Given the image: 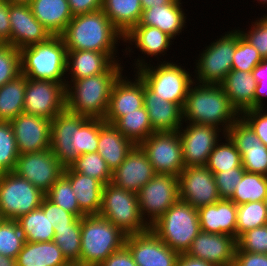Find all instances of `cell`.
Wrapping results in <instances>:
<instances>
[{"mask_svg":"<svg viewBox=\"0 0 267 266\" xmlns=\"http://www.w3.org/2000/svg\"><path fill=\"white\" fill-rule=\"evenodd\" d=\"M50 149L64 167L79 156L97 152L99 118H88L64 109L51 120Z\"/></svg>","mask_w":267,"mask_h":266,"instance_id":"obj_1","label":"cell"},{"mask_svg":"<svg viewBox=\"0 0 267 266\" xmlns=\"http://www.w3.org/2000/svg\"><path fill=\"white\" fill-rule=\"evenodd\" d=\"M239 117L221 85L192 82L183 106V122L216 128L222 126L226 134Z\"/></svg>","mask_w":267,"mask_h":266,"instance_id":"obj_2","label":"cell"},{"mask_svg":"<svg viewBox=\"0 0 267 266\" xmlns=\"http://www.w3.org/2000/svg\"><path fill=\"white\" fill-rule=\"evenodd\" d=\"M60 36L66 50H89L105 54H117L118 43L124 42V35L102 9L73 16Z\"/></svg>","mask_w":267,"mask_h":266,"instance_id":"obj_3","label":"cell"},{"mask_svg":"<svg viewBox=\"0 0 267 266\" xmlns=\"http://www.w3.org/2000/svg\"><path fill=\"white\" fill-rule=\"evenodd\" d=\"M123 70L122 64L115 62L102 74L66 83V109L88 118L104 119L113 84Z\"/></svg>","mask_w":267,"mask_h":266,"instance_id":"obj_4","label":"cell"},{"mask_svg":"<svg viewBox=\"0 0 267 266\" xmlns=\"http://www.w3.org/2000/svg\"><path fill=\"white\" fill-rule=\"evenodd\" d=\"M133 67L145 85L163 100L176 103L182 109L186 101L188 89L194 81L193 73L175 62H157L152 65L148 59L140 56L134 59ZM137 60V61H136ZM149 63V64H148ZM154 66V67H153Z\"/></svg>","mask_w":267,"mask_h":266,"instance_id":"obj_5","label":"cell"},{"mask_svg":"<svg viewBox=\"0 0 267 266\" xmlns=\"http://www.w3.org/2000/svg\"><path fill=\"white\" fill-rule=\"evenodd\" d=\"M127 235L105 217L87 215L81 218V253L83 266H99L125 245Z\"/></svg>","mask_w":267,"mask_h":266,"instance_id":"obj_6","label":"cell"},{"mask_svg":"<svg viewBox=\"0 0 267 266\" xmlns=\"http://www.w3.org/2000/svg\"><path fill=\"white\" fill-rule=\"evenodd\" d=\"M20 57L21 74L27 78L66 84L67 50L61 36L22 48Z\"/></svg>","mask_w":267,"mask_h":266,"instance_id":"obj_7","label":"cell"},{"mask_svg":"<svg viewBox=\"0 0 267 266\" xmlns=\"http://www.w3.org/2000/svg\"><path fill=\"white\" fill-rule=\"evenodd\" d=\"M150 230L177 253H187L201 231L198 210L178 199L150 225Z\"/></svg>","mask_w":267,"mask_h":266,"instance_id":"obj_8","label":"cell"},{"mask_svg":"<svg viewBox=\"0 0 267 266\" xmlns=\"http://www.w3.org/2000/svg\"><path fill=\"white\" fill-rule=\"evenodd\" d=\"M99 215L105 217L126 235L143 233L150 229L140 214L138 194L107 183L102 191Z\"/></svg>","mask_w":267,"mask_h":266,"instance_id":"obj_9","label":"cell"},{"mask_svg":"<svg viewBox=\"0 0 267 266\" xmlns=\"http://www.w3.org/2000/svg\"><path fill=\"white\" fill-rule=\"evenodd\" d=\"M225 34V35H224ZM215 39L199 54L193 80L202 84H221L232 70L233 54L237 44V30L233 28ZM224 35V36H223Z\"/></svg>","mask_w":267,"mask_h":266,"instance_id":"obj_10","label":"cell"},{"mask_svg":"<svg viewBox=\"0 0 267 266\" xmlns=\"http://www.w3.org/2000/svg\"><path fill=\"white\" fill-rule=\"evenodd\" d=\"M45 194L14 172L0 174V213L3 219L17 220L41 206Z\"/></svg>","mask_w":267,"mask_h":266,"instance_id":"obj_11","label":"cell"},{"mask_svg":"<svg viewBox=\"0 0 267 266\" xmlns=\"http://www.w3.org/2000/svg\"><path fill=\"white\" fill-rule=\"evenodd\" d=\"M156 174L178 176L185 168L177 131L154 132L139 144Z\"/></svg>","mask_w":267,"mask_h":266,"instance_id":"obj_12","label":"cell"},{"mask_svg":"<svg viewBox=\"0 0 267 266\" xmlns=\"http://www.w3.org/2000/svg\"><path fill=\"white\" fill-rule=\"evenodd\" d=\"M65 94L66 86L62 82L26 77L23 112L52 120L66 108Z\"/></svg>","mask_w":267,"mask_h":266,"instance_id":"obj_13","label":"cell"},{"mask_svg":"<svg viewBox=\"0 0 267 266\" xmlns=\"http://www.w3.org/2000/svg\"><path fill=\"white\" fill-rule=\"evenodd\" d=\"M140 214L150 226L178 199V177L156 174L137 193Z\"/></svg>","mask_w":267,"mask_h":266,"instance_id":"obj_14","label":"cell"},{"mask_svg":"<svg viewBox=\"0 0 267 266\" xmlns=\"http://www.w3.org/2000/svg\"><path fill=\"white\" fill-rule=\"evenodd\" d=\"M64 166L51 149L19 155L14 173L46 194L63 175Z\"/></svg>","mask_w":267,"mask_h":266,"instance_id":"obj_15","label":"cell"},{"mask_svg":"<svg viewBox=\"0 0 267 266\" xmlns=\"http://www.w3.org/2000/svg\"><path fill=\"white\" fill-rule=\"evenodd\" d=\"M185 125L186 127L182 124L178 130L182 142V157L185 167L206 166L215 145L219 141H223L222 139L226 134L221 128L210 125L194 123Z\"/></svg>","mask_w":267,"mask_h":266,"instance_id":"obj_16","label":"cell"},{"mask_svg":"<svg viewBox=\"0 0 267 266\" xmlns=\"http://www.w3.org/2000/svg\"><path fill=\"white\" fill-rule=\"evenodd\" d=\"M178 177L179 199L198 209L221 200L215 176L206 166L185 167Z\"/></svg>","mask_w":267,"mask_h":266,"instance_id":"obj_17","label":"cell"},{"mask_svg":"<svg viewBox=\"0 0 267 266\" xmlns=\"http://www.w3.org/2000/svg\"><path fill=\"white\" fill-rule=\"evenodd\" d=\"M125 246L137 266H176L180 255L150 229L143 233L127 235Z\"/></svg>","mask_w":267,"mask_h":266,"instance_id":"obj_18","label":"cell"},{"mask_svg":"<svg viewBox=\"0 0 267 266\" xmlns=\"http://www.w3.org/2000/svg\"><path fill=\"white\" fill-rule=\"evenodd\" d=\"M226 134L240 152L245 171L267 176V147L260 141L251 127L239 117L229 127Z\"/></svg>","mask_w":267,"mask_h":266,"instance_id":"obj_19","label":"cell"},{"mask_svg":"<svg viewBox=\"0 0 267 266\" xmlns=\"http://www.w3.org/2000/svg\"><path fill=\"white\" fill-rule=\"evenodd\" d=\"M10 125L20 155L50 149V119L22 112Z\"/></svg>","mask_w":267,"mask_h":266,"instance_id":"obj_20","label":"cell"},{"mask_svg":"<svg viewBox=\"0 0 267 266\" xmlns=\"http://www.w3.org/2000/svg\"><path fill=\"white\" fill-rule=\"evenodd\" d=\"M236 248L237 239L234 237L200 231L186 254L214 266H233Z\"/></svg>","mask_w":267,"mask_h":266,"instance_id":"obj_21","label":"cell"},{"mask_svg":"<svg viewBox=\"0 0 267 266\" xmlns=\"http://www.w3.org/2000/svg\"><path fill=\"white\" fill-rule=\"evenodd\" d=\"M133 81L123 73L113 84L104 121L114 124L120 117L144 106V81L134 72Z\"/></svg>","mask_w":267,"mask_h":266,"instance_id":"obj_22","label":"cell"},{"mask_svg":"<svg viewBox=\"0 0 267 266\" xmlns=\"http://www.w3.org/2000/svg\"><path fill=\"white\" fill-rule=\"evenodd\" d=\"M10 45L22 48L47 41L52 35L34 17L29 5L9 4Z\"/></svg>","mask_w":267,"mask_h":266,"instance_id":"obj_23","label":"cell"},{"mask_svg":"<svg viewBox=\"0 0 267 266\" xmlns=\"http://www.w3.org/2000/svg\"><path fill=\"white\" fill-rule=\"evenodd\" d=\"M156 175L153 165L139 145H135L125 160L112 172L115 186L138 193Z\"/></svg>","mask_w":267,"mask_h":266,"instance_id":"obj_24","label":"cell"},{"mask_svg":"<svg viewBox=\"0 0 267 266\" xmlns=\"http://www.w3.org/2000/svg\"><path fill=\"white\" fill-rule=\"evenodd\" d=\"M116 57H118L116 54H105L103 52L67 50L66 72L68 73H66V83L102 74L115 62H121Z\"/></svg>","mask_w":267,"mask_h":266,"instance_id":"obj_25","label":"cell"},{"mask_svg":"<svg viewBox=\"0 0 267 266\" xmlns=\"http://www.w3.org/2000/svg\"><path fill=\"white\" fill-rule=\"evenodd\" d=\"M181 1L173 0L170 4L143 9L140 21L136 26L156 27L176 39V36L184 31L187 23V16Z\"/></svg>","mask_w":267,"mask_h":266,"instance_id":"obj_26","label":"cell"},{"mask_svg":"<svg viewBox=\"0 0 267 266\" xmlns=\"http://www.w3.org/2000/svg\"><path fill=\"white\" fill-rule=\"evenodd\" d=\"M172 40L174 39L170 37L165 32H162L160 29L152 26H134L125 36L124 43H128L126 45V49L124 50L126 55L129 56L130 52L134 53L133 48H137L142 52L141 54L147 55L149 58L154 57L158 59V62H170V61H160L159 58L161 56H165L167 54V50L172 45ZM130 44V45H129ZM131 49H130V47ZM134 46V47H133ZM170 46V47H169ZM162 54V55H161ZM160 56V57H159Z\"/></svg>","mask_w":267,"mask_h":266,"instance_id":"obj_27","label":"cell"},{"mask_svg":"<svg viewBox=\"0 0 267 266\" xmlns=\"http://www.w3.org/2000/svg\"><path fill=\"white\" fill-rule=\"evenodd\" d=\"M197 210L201 231L236 238L237 205L233 201L221 199Z\"/></svg>","mask_w":267,"mask_h":266,"instance_id":"obj_28","label":"cell"},{"mask_svg":"<svg viewBox=\"0 0 267 266\" xmlns=\"http://www.w3.org/2000/svg\"><path fill=\"white\" fill-rule=\"evenodd\" d=\"M144 107L155 132L177 131L182 126L183 109L176 103L163 100L144 83Z\"/></svg>","mask_w":267,"mask_h":266,"instance_id":"obj_29","label":"cell"},{"mask_svg":"<svg viewBox=\"0 0 267 266\" xmlns=\"http://www.w3.org/2000/svg\"><path fill=\"white\" fill-rule=\"evenodd\" d=\"M63 174L70 180L80 208V218L99 214L104 184L90 176L72 171L69 167L64 168Z\"/></svg>","mask_w":267,"mask_h":266,"instance_id":"obj_30","label":"cell"},{"mask_svg":"<svg viewBox=\"0 0 267 266\" xmlns=\"http://www.w3.org/2000/svg\"><path fill=\"white\" fill-rule=\"evenodd\" d=\"M135 144L113 125L99 118V140L97 152L106 161L111 172L125 160Z\"/></svg>","mask_w":267,"mask_h":266,"instance_id":"obj_31","label":"cell"},{"mask_svg":"<svg viewBox=\"0 0 267 266\" xmlns=\"http://www.w3.org/2000/svg\"><path fill=\"white\" fill-rule=\"evenodd\" d=\"M29 6L52 36H60L73 18L67 0H32Z\"/></svg>","mask_w":267,"mask_h":266,"instance_id":"obj_32","label":"cell"},{"mask_svg":"<svg viewBox=\"0 0 267 266\" xmlns=\"http://www.w3.org/2000/svg\"><path fill=\"white\" fill-rule=\"evenodd\" d=\"M220 85L239 114L254 109V93L257 82L252 72L231 70Z\"/></svg>","mask_w":267,"mask_h":266,"instance_id":"obj_33","label":"cell"},{"mask_svg":"<svg viewBox=\"0 0 267 266\" xmlns=\"http://www.w3.org/2000/svg\"><path fill=\"white\" fill-rule=\"evenodd\" d=\"M69 261L54 241L28 242L16 257L17 266H64Z\"/></svg>","mask_w":267,"mask_h":266,"instance_id":"obj_34","label":"cell"},{"mask_svg":"<svg viewBox=\"0 0 267 266\" xmlns=\"http://www.w3.org/2000/svg\"><path fill=\"white\" fill-rule=\"evenodd\" d=\"M102 10L124 36L138 25L143 11L141 0H103Z\"/></svg>","mask_w":267,"mask_h":266,"instance_id":"obj_35","label":"cell"},{"mask_svg":"<svg viewBox=\"0 0 267 266\" xmlns=\"http://www.w3.org/2000/svg\"><path fill=\"white\" fill-rule=\"evenodd\" d=\"M25 90L23 74L0 87V121L10 122L23 112Z\"/></svg>","mask_w":267,"mask_h":266,"instance_id":"obj_36","label":"cell"},{"mask_svg":"<svg viewBox=\"0 0 267 266\" xmlns=\"http://www.w3.org/2000/svg\"><path fill=\"white\" fill-rule=\"evenodd\" d=\"M20 230L28 242H51L55 231L43 210L39 207L28 214L22 215L16 220Z\"/></svg>","mask_w":267,"mask_h":266,"instance_id":"obj_37","label":"cell"},{"mask_svg":"<svg viewBox=\"0 0 267 266\" xmlns=\"http://www.w3.org/2000/svg\"><path fill=\"white\" fill-rule=\"evenodd\" d=\"M113 125L135 145H139L155 132L144 106L120 117Z\"/></svg>","mask_w":267,"mask_h":266,"instance_id":"obj_38","label":"cell"},{"mask_svg":"<svg viewBox=\"0 0 267 266\" xmlns=\"http://www.w3.org/2000/svg\"><path fill=\"white\" fill-rule=\"evenodd\" d=\"M53 241L62 251L69 262L80 263L81 253V218L78 217L72 224L56 225Z\"/></svg>","mask_w":267,"mask_h":266,"instance_id":"obj_39","label":"cell"},{"mask_svg":"<svg viewBox=\"0 0 267 266\" xmlns=\"http://www.w3.org/2000/svg\"><path fill=\"white\" fill-rule=\"evenodd\" d=\"M267 195V176L260 173L244 172L242 180L236 185L229 199L236 205L247 202L264 201Z\"/></svg>","mask_w":267,"mask_h":266,"instance_id":"obj_40","label":"cell"},{"mask_svg":"<svg viewBox=\"0 0 267 266\" xmlns=\"http://www.w3.org/2000/svg\"><path fill=\"white\" fill-rule=\"evenodd\" d=\"M224 139L226 142L223 143L219 141L209 155L206 167L213 173H219L242 166L241 155L234 142L227 134L224 135Z\"/></svg>","mask_w":267,"mask_h":266,"instance_id":"obj_41","label":"cell"},{"mask_svg":"<svg viewBox=\"0 0 267 266\" xmlns=\"http://www.w3.org/2000/svg\"><path fill=\"white\" fill-rule=\"evenodd\" d=\"M76 171L101 181L104 185L112 181V172L98 152L79 155L69 166Z\"/></svg>","mask_w":267,"mask_h":266,"instance_id":"obj_42","label":"cell"},{"mask_svg":"<svg viewBox=\"0 0 267 266\" xmlns=\"http://www.w3.org/2000/svg\"><path fill=\"white\" fill-rule=\"evenodd\" d=\"M236 239L244 232L267 224V210L264 201L237 205Z\"/></svg>","mask_w":267,"mask_h":266,"instance_id":"obj_43","label":"cell"},{"mask_svg":"<svg viewBox=\"0 0 267 266\" xmlns=\"http://www.w3.org/2000/svg\"><path fill=\"white\" fill-rule=\"evenodd\" d=\"M25 243L16 220L3 219L0 223V254L16 259Z\"/></svg>","mask_w":267,"mask_h":266,"instance_id":"obj_44","label":"cell"},{"mask_svg":"<svg viewBox=\"0 0 267 266\" xmlns=\"http://www.w3.org/2000/svg\"><path fill=\"white\" fill-rule=\"evenodd\" d=\"M19 155L10 122L0 121V174L13 172Z\"/></svg>","mask_w":267,"mask_h":266,"instance_id":"obj_45","label":"cell"},{"mask_svg":"<svg viewBox=\"0 0 267 266\" xmlns=\"http://www.w3.org/2000/svg\"><path fill=\"white\" fill-rule=\"evenodd\" d=\"M45 196L54 204L80 217V208L70 180L63 174L49 189Z\"/></svg>","mask_w":267,"mask_h":266,"instance_id":"obj_46","label":"cell"},{"mask_svg":"<svg viewBox=\"0 0 267 266\" xmlns=\"http://www.w3.org/2000/svg\"><path fill=\"white\" fill-rule=\"evenodd\" d=\"M263 60L259 52L237 29V44L233 54L232 70L252 72V70Z\"/></svg>","mask_w":267,"mask_h":266,"instance_id":"obj_47","label":"cell"},{"mask_svg":"<svg viewBox=\"0 0 267 266\" xmlns=\"http://www.w3.org/2000/svg\"><path fill=\"white\" fill-rule=\"evenodd\" d=\"M21 75L20 50L10 44H0V87Z\"/></svg>","mask_w":267,"mask_h":266,"instance_id":"obj_48","label":"cell"},{"mask_svg":"<svg viewBox=\"0 0 267 266\" xmlns=\"http://www.w3.org/2000/svg\"><path fill=\"white\" fill-rule=\"evenodd\" d=\"M237 248L244 252L267 254V224L242 233Z\"/></svg>","mask_w":267,"mask_h":266,"instance_id":"obj_49","label":"cell"},{"mask_svg":"<svg viewBox=\"0 0 267 266\" xmlns=\"http://www.w3.org/2000/svg\"><path fill=\"white\" fill-rule=\"evenodd\" d=\"M250 26L248 31L240 30V27L237 28L241 36L255 47L261 57L267 59V18L258 17L254 22H251Z\"/></svg>","mask_w":267,"mask_h":266,"instance_id":"obj_50","label":"cell"},{"mask_svg":"<svg viewBox=\"0 0 267 266\" xmlns=\"http://www.w3.org/2000/svg\"><path fill=\"white\" fill-rule=\"evenodd\" d=\"M245 169L243 166L230 170L213 173L221 199H230L236 189V185L242 180Z\"/></svg>","mask_w":267,"mask_h":266,"instance_id":"obj_51","label":"cell"},{"mask_svg":"<svg viewBox=\"0 0 267 266\" xmlns=\"http://www.w3.org/2000/svg\"><path fill=\"white\" fill-rule=\"evenodd\" d=\"M240 117L251 127L260 141L267 147V109H249Z\"/></svg>","mask_w":267,"mask_h":266,"instance_id":"obj_52","label":"cell"},{"mask_svg":"<svg viewBox=\"0 0 267 266\" xmlns=\"http://www.w3.org/2000/svg\"><path fill=\"white\" fill-rule=\"evenodd\" d=\"M40 208L45 215H48L53 228H55L56 225L63 226L72 224L78 218L74 214L54 204L46 196L43 198Z\"/></svg>","mask_w":267,"mask_h":266,"instance_id":"obj_53","label":"cell"},{"mask_svg":"<svg viewBox=\"0 0 267 266\" xmlns=\"http://www.w3.org/2000/svg\"><path fill=\"white\" fill-rule=\"evenodd\" d=\"M253 77L257 82L254 93V109H263L265 101L264 97H267V59H263L253 70Z\"/></svg>","mask_w":267,"mask_h":266,"instance_id":"obj_54","label":"cell"},{"mask_svg":"<svg viewBox=\"0 0 267 266\" xmlns=\"http://www.w3.org/2000/svg\"><path fill=\"white\" fill-rule=\"evenodd\" d=\"M233 266H267V254L244 252L236 248Z\"/></svg>","mask_w":267,"mask_h":266,"instance_id":"obj_55","label":"cell"},{"mask_svg":"<svg viewBox=\"0 0 267 266\" xmlns=\"http://www.w3.org/2000/svg\"><path fill=\"white\" fill-rule=\"evenodd\" d=\"M99 266H137L129 249L124 245L121 249L112 253Z\"/></svg>","mask_w":267,"mask_h":266,"instance_id":"obj_56","label":"cell"},{"mask_svg":"<svg viewBox=\"0 0 267 266\" xmlns=\"http://www.w3.org/2000/svg\"><path fill=\"white\" fill-rule=\"evenodd\" d=\"M73 16L102 9L103 0H67Z\"/></svg>","mask_w":267,"mask_h":266,"instance_id":"obj_57","label":"cell"},{"mask_svg":"<svg viewBox=\"0 0 267 266\" xmlns=\"http://www.w3.org/2000/svg\"><path fill=\"white\" fill-rule=\"evenodd\" d=\"M11 24L9 19V3L0 1V44H10Z\"/></svg>","mask_w":267,"mask_h":266,"instance_id":"obj_58","label":"cell"},{"mask_svg":"<svg viewBox=\"0 0 267 266\" xmlns=\"http://www.w3.org/2000/svg\"><path fill=\"white\" fill-rule=\"evenodd\" d=\"M176 266H214L205 260L191 257L186 253L180 254Z\"/></svg>","mask_w":267,"mask_h":266,"instance_id":"obj_59","label":"cell"},{"mask_svg":"<svg viewBox=\"0 0 267 266\" xmlns=\"http://www.w3.org/2000/svg\"><path fill=\"white\" fill-rule=\"evenodd\" d=\"M173 0H141L142 9H149L157 5L170 4Z\"/></svg>","mask_w":267,"mask_h":266,"instance_id":"obj_60","label":"cell"},{"mask_svg":"<svg viewBox=\"0 0 267 266\" xmlns=\"http://www.w3.org/2000/svg\"><path fill=\"white\" fill-rule=\"evenodd\" d=\"M0 266H17L16 259L0 254Z\"/></svg>","mask_w":267,"mask_h":266,"instance_id":"obj_61","label":"cell"},{"mask_svg":"<svg viewBox=\"0 0 267 266\" xmlns=\"http://www.w3.org/2000/svg\"><path fill=\"white\" fill-rule=\"evenodd\" d=\"M9 4L29 5L32 0H6Z\"/></svg>","mask_w":267,"mask_h":266,"instance_id":"obj_62","label":"cell"},{"mask_svg":"<svg viewBox=\"0 0 267 266\" xmlns=\"http://www.w3.org/2000/svg\"><path fill=\"white\" fill-rule=\"evenodd\" d=\"M64 266H83V265L79 262H69L68 264H66Z\"/></svg>","mask_w":267,"mask_h":266,"instance_id":"obj_63","label":"cell"},{"mask_svg":"<svg viewBox=\"0 0 267 266\" xmlns=\"http://www.w3.org/2000/svg\"><path fill=\"white\" fill-rule=\"evenodd\" d=\"M256 1H258V3L259 4H261L262 3V5H266L267 4V0H256Z\"/></svg>","mask_w":267,"mask_h":266,"instance_id":"obj_64","label":"cell"},{"mask_svg":"<svg viewBox=\"0 0 267 266\" xmlns=\"http://www.w3.org/2000/svg\"><path fill=\"white\" fill-rule=\"evenodd\" d=\"M264 204H265V208H266V210H267V195H266V197H265V199H264Z\"/></svg>","mask_w":267,"mask_h":266,"instance_id":"obj_65","label":"cell"},{"mask_svg":"<svg viewBox=\"0 0 267 266\" xmlns=\"http://www.w3.org/2000/svg\"><path fill=\"white\" fill-rule=\"evenodd\" d=\"M2 220H3V218H2L1 213H0V223H1Z\"/></svg>","mask_w":267,"mask_h":266,"instance_id":"obj_66","label":"cell"}]
</instances>
